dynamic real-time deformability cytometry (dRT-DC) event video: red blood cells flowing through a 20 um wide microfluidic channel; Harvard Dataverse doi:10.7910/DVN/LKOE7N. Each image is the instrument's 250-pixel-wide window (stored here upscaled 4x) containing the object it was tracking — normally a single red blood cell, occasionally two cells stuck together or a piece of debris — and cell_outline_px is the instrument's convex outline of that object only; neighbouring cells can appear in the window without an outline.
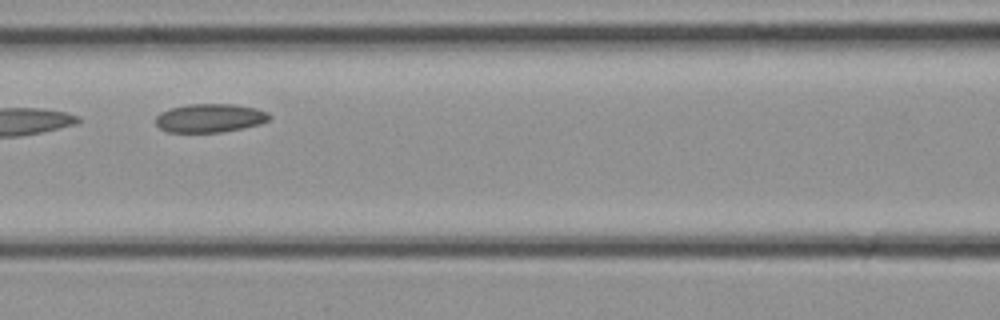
{"species": "common noctule bat (a hibernating species)", "species_latin": "Nyctalus noctula", "temperature_condition": "cold", "stored_images_in_passage": 13, "camera_frame_rate_fps": 3000, "um_per_image_px": 0.085, "animal": {"sex": "female", "body_mass_g": 21.9}, "frame": {"image": 1, "passage_image": 10, "time_ms": 3.0, "image_size_px": [1000, 320], "cell_outline_px": [[272, 116], [268, 120], [260, 124], [244, 128], [220, 132], [168, 132], [160, 128], [156, 124], [156, 116], [160, 112], [172, 108], [188, 104], [232, 104], [256, 108], [268, 112]], "centroid_in_image_um": [17.86, 10.03], "position_along_channel_um": 148.7, "area_um2": 18.96}}